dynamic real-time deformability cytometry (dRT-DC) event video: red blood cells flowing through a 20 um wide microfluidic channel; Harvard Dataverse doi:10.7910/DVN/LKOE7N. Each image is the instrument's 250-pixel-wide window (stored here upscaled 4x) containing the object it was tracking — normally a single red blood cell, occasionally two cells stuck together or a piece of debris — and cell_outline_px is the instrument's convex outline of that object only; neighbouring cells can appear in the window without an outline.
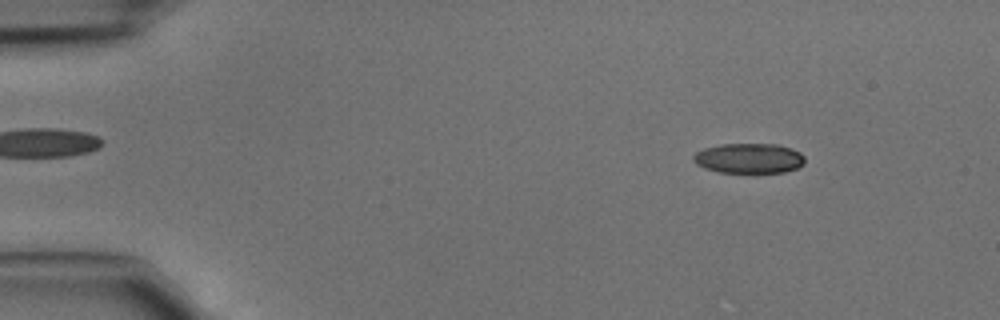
{"species": "common noctule bat (a hibernating species)", "species_latin": "Nyctalus noctula", "temperature_condition": "cold", "stored_images_in_passage": 45, "camera_frame_rate_fps": 3000, "um_per_image_px": 0.085, "animal": {"sex": "male", "body_mass_g": 15.6}, "frame": {"image": 1, "passage_image": 5, "time_ms": 1.333, "image_size_px": [1000, 320], "cell_outline_px": [[804, 164], [796, 168], [784, 172], [720, 172], [704, 168], [696, 164], [692, 160], [692, 156], [696, 152], [704, 148], [720, 144], [776, 144], [792, 148], [800, 152], [804, 156]], "centroid_in_image_um": [63.65, 13.44], "position_along_channel_um": 21.4, "area_um2": 19.54}}
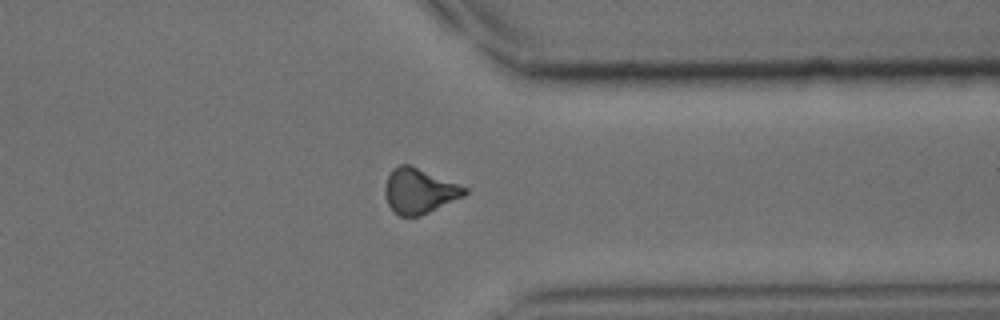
{"frame": {"image": 2, "passage_image": 35, "time_ms": 11.333, "image_size_px": [1000, 320], "cell_outline_px": [[472, 188], [464, 196], [420, 216], [400, 216], [388, 204], [384, 196], [384, 188], [388, 176], [392, 168], [400, 164], [412, 164]], "centroid_in_image_um": [35.68, 16.19], "position_along_channel_um": 375.7, "area_um2": 21.44}}
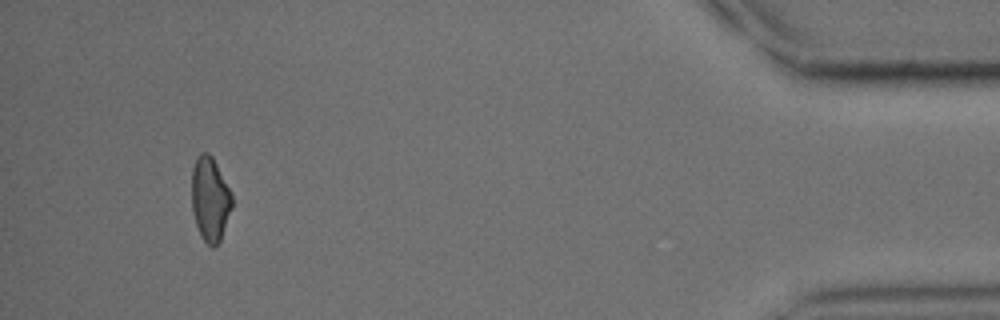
{"frame": {"image": 3, "passage_image": 42, "time_ms": 13.667, "image_size_px": [1000, 320], "cell_outline_px": [[232, 208], [220, 240], [216, 248], [212, 248], [200, 236], [192, 212], [192, 168], [200, 152], [208, 152], [212, 156], [232, 192]], "centroid_in_image_um": [17.86, 16.93], "position_along_channel_um": 417.3, "area_um2": 19.94}}